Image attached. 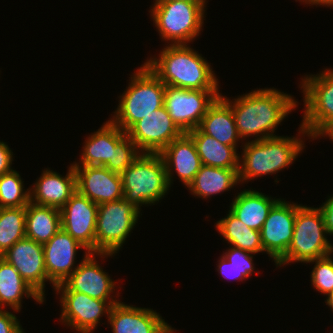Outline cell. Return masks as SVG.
Segmentation results:
<instances>
[{
  "label": "cell",
  "instance_id": "1",
  "mask_svg": "<svg viewBox=\"0 0 333 333\" xmlns=\"http://www.w3.org/2000/svg\"><path fill=\"white\" fill-rule=\"evenodd\" d=\"M220 97L232 109L241 140L253 136L260 141L278 136L274 134L276 128L298 106L294 97L275 88H259L233 101L222 94Z\"/></svg>",
  "mask_w": 333,
  "mask_h": 333
},
{
  "label": "cell",
  "instance_id": "2",
  "mask_svg": "<svg viewBox=\"0 0 333 333\" xmlns=\"http://www.w3.org/2000/svg\"><path fill=\"white\" fill-rule=\"evenodd\" d=\"M145 64L165 84L192 90H219L211 65L188 44H167Z\"/></svg>",
  "mask_w": 333,
  "mask_h": 333
},
{
  "label": "cell",
  "instance_id": "3",
  "mask_svg": "<svg viewBox=\"0 0 333 333\" xmlns=\"http://www.w3.org/2000/svg\"><path fill=\"white\" fill-rule=\"evenodd\" d=\"M304 148L303 139L294 136H274L245 142L242 158L239 157V182L280 172L291 165Z\"/></svg>",
  "mask_w": 333,
  "mask_h": 333
},
{
  "label": "cell",
  "instance_id": "4",
  "mask_svg": "<svg viewBox=\"0 0 333 333\" xmlns=\"http://www.w3.org/2000/svg\"><path fill=\"white\" fill-rule=\"evenodd\" d=\"M131 75L110 121L127 132L137 121L163 106L165 84L144 63Z\"/></svg>",
  "mask_w": 333,
  "mask_h": 333
},
{
  "label": "cell",
  "instance_id": "5",
  "mask_svg": "<svg viewBox=\"0 0 333 333\" xmlns=\"http://www.w3.org/2000/svg\"><path fill=\"white\" fill-rule=\"evenodd\" d=\"M124 199L141 211L169 191L165 162L160 153H140L121 174Z\"/></svg>",
  "mask_w": 333,
  "mask_h": 333
},
{
  "label": "cell",
  "instance_id": "6",
  "mask_svg": "<svg viewBox=\"0 0 333 333\" xmlns=\"http://www.w3.org/2000/svg\"><path fill=\"white\" fill-rule=\"evenodd\" d=\"M320 208L301 205L294 222V233L287 252L275 263L277 267L291 262L307 263L333 253V244ZM326 235V236H325Z\"/></svg>",
  "mask_w": 333,
  "mask_h": 333
},
{
  "label": "cell",
  "instance_id": "7",
  "mask_svg": "<svg viewBox=\"0 0 333 333\" xmlns=\"http://www.w3.org/2000/svg\"><path fill=\"white\" fill-rule=\"evenodd\" d=\"M301 80L305 111L298 136L304 134L313 140L325 137L333 127V69L306 75Z\"/></svg>",
  "mask_w": 333,
  "mask_h": 333
},
{
  "label": "cell",
  "instance_id": "8",
  "mask_svg": "<svg viewBox=\"0 0 333 333\" xmlns=\"http://www.w3.org/2000/svg\"><path fill=\"white\" fill-rule=\"evenodd\" d=\"M207 3L186 1L155 2L149 12L162 41L171 45L188 44L199 36Z\"/></svg>",
  "mask_w": 333,
  "mask_h": 333
},
{
  "label": "cell",
  "instance_id": "9",
  "mask_svg": "<svg viewBox=\"0 0 333 333\" xmlns=\"http://www.w3.org/2000/svg\"><path fill=\"white\" fill-rule=\"evenodd\" d=\"M140 217V210L124 198L98 205L95 253L115 254Z\"/></svg>",
  "mask_w": 333,
  "mask_h": 333
},
{
  "label": "cell",
  "instance_id": "10",
  "mask_svg": "<svg viewBox=\"0 0 333 333\" xmlns=\"http://www.w3.org/2000/svg\"><path fill=\"white\" fill-rule=\"evenodd\" d=\"M219 91L165 85L163 105L177 127L188 133L199 127L208 108L221 96Z\"/></svg>",
  "mask_w": 333,
  "mask_h": 333
},
{
  "label": "cell",
  "instance_id": "11",
  "mask_svg": "<svg viewBox=\"0 0 333 333\" xmlns=\"http://www.w3.org/2000/svg\"><path fill=\"white\" fill-rule=\"evenodd\" d=\"M84 254L83 259L71 275L53 289L55 291L81 292L104 301H117L111 295L116 288V282L111 279L107 272L103 271L102 266L96 261V256L106 258L112 257L113 254L89 253L88 251H85Z\"/></svg>",
  "mask_w": 333,
  "mask_h": 333
},
{
  "label": "cell",
  "instance_id": "12",
  "mask_svg": "<svg viewBox=\"0 0 333 333\" xmlns=\"http://www.w3.org/2000/svg\"><path fill=\"white\" fill-rule=\"evenodd\" d=\"M60 295L61 319L64 325L80 333H93L103 315L110 314L118 301H104L76 291H55Z\"/></svg>",
  "mask_w": 333,
  "mask_h": 333
},
{
  "label": "cell",
  "instance_id": "13",
  "mask_svg": "<svg viewBox=\"0 0 333 333\" xmlns=\"http://www.w3.org/2000/svg\"><path fill=\"white\" fill-rule=\"evenodd\" d=\"M126 133L142 153H160L183 134L164 105L137 121Z\"/></svg>",
  "mask_w": 333,
  "mask_h": 333
},
{
  "label": "cell",
  "instance_id": "14",
  "mask_svg": "<svg viewBox=\"0 0 333 333\" xmlns=\"http://www.w3.org/2000/svg\"><path fill=\"white\" fill-rule=\"evenodd\" d=\"M301 204L289 203L281 199L272 207L260 233L264 249L276 263L289 248L293 233L296 212Z\"/></svg>",
  "mask_w": 333,
  "mask_h": 333
},
{
  "label": "cell",
  "instance_id": "15",
  "mask_svg": "<svg viewBox=\"0 0 333 333\" xmlns=\"http://www.w3.org/2000/svg\"><path fill=\"white\" fill-rule=\"evenodd\" d=\"M62 229L89 253H95L98 205L76 190L60 209Z\"/></svg>",
  "mask_w": 333,
  "mask_h": 333
},
{
  "label": "cell",
  "instance_id": "16",
  "mask_svg": "<svg viewBox=\"0 0 333 333\" xmlns=\"http://www.w3.org/2000/svg\"><path fill=\"white\" fill-rule=\"evenodd\" d=\"M21 277L45 299V282L49 281L44 264L43 245L29 238L17 241L3 255Z\"/></svg>",
  "mask_w": 333,
  "mask_h": 333
},
{
  "label": "cell",
  "instance_id": "17",
  "mask_svg": "<svg viewBox=\"0 0 333 333\" xmlns=\"http://www.w3.org/2000/svg\"><path fill=\"white\" fill-rule=\"evenodd\" d=\"M76 188L97 205L124 198L121 176L104 166L73 165Z\"/></svg>",
  "mask_w": 333,
  "mask_h": 333
},
{
  "label": "cell",
  "instance_id": "18",
  "mask_svg": "<svg viewBox=\"0 0 333 333\" xmlns=\"http://www.w3.org/2000/svg\"><path fill=\"white\" fill-rule=\"evenodd\" d=\"M78 249L86 250L63 229L43 245L45 269L54 288L64 282L78 267L74 265Z\"/></svg>",
  "mask_w": 333,
  "mask_h": 333
},
{
  "label": "cell",
  "instance_id": "19",
  "mask_svg": "<svg viewBox=\"0 0 333 333\" xmlns=\"http://www.w3.org/2000/svg\"><path fill=\"white\" fill-rule=\"evenodd\" d=\"M107 320L113 333H163L169 326L153 309L121 301L112 306Z\"/></svg>",
  "mask_w": 333,
  "mask_h": 333
},
{
  "label": "cell",
  "instance_id": "20",
  "mask_svg": "<svg viewBox=\"0 0 333 333\" xmlns=\"http://www.w3.org/2000/svg\"><path fill=\"white\" fill-rule=\"evenodd\" d=\"M30 188V202L36 205L61 209L77 190L76 172L70 165L66 176L44 169L41 176Z\"/></svg>",
  "mask_w": 333,
  "mask_h": 333
},
{
  "label": "cell",
  "instance_id": "21",
  "mask_svg": "<svg viewBox=\"0 0 333 333\" xmlns=\"http://www.w3.org/2000/svg\"><path fill=\"white\" fill-rule=\"evenodd\" d=\"M167 172L169 186L173 183V173L179 176L181 182L188 187L200 170L202 163L192 138L183 133L172 140L161 152Z\"/></svg>",
  "mask_w": 333,
  "mask_h": 333
},
{
  "label": "cell",
  "instance_id": "22",
  "mask_svg": "<svg viewBox=\"0 0 333 333\" xmlns=\"http://www.w3.org/2000/svg\"><path fill=\"white\" fill-rule=\"evenodd\" d=\"M127 133L113 124L106 121L100 129L87 137L83 145L81 162H74L73 165L84 166H105L112 159L113 148Z\"/></svg>",
  "mask_w": 333,
  "mask_h": 333
},
{
  "label": "cell",
  "instance_id": "23",
  "mask_svg": "<svg viewBox=\"0 0 333 333\" xmlns=\"http://www.w3.org/2000/svg\"><path fill=\"white\" fill-rule=\"evenodd\" d=\"M230 212L247 227L260 231L272 207L280 200L255 190H243L234 197Z\"/></svg>",
  "mask_w": 333,
  "mask_h": 333
},
{
  "label": "cell",
  "instance_id": "24",
  "mask_svg": "<svg viewBox=\"0 0 333 333\" xmlns=\"http://www.w3.org/2000/svg\"><path fill=\"white\" fill-rule=\"evenodd\" d=\"M198 128L222 144L233 146L236 149L237 143L241 139L232 109L221 97H218L208 108Z\"/></svg>",
  "mask_w": 333,
  "mask_h": 333
},
{
  "label": "cell",
  "instance_id": "25",
  "mask_svg": "<svg viewBox=\"0 0 333 333\" xmlns=\"http://www.w3.org/2000/svg\"><path fill=\"white\" fill-rule=\"evenodd\" d=\"M24 296L33 298L39 304L44 302L19 272L0 256V308L9 306L13 311L19 312Z\"/></svg>",
  "mask_w": 333,
  "mask_h": 333
},
{
  "label": "cell",
  "instance_id": "26",
  "mask_svg": "<svg viewBox=\"0 0 333 333\" xmlns=\"http://www.w3.org/2000/svg\"><path fill=\"white\" fill-rule=\"evenodd\" d=\"M193 140L202 165L239 169V155L233 146L222 144L214 137L195 128L187 133Z\"/></svg>",
  "mask_w": 333,
  "mask_h": 333
},
{
  "label": "cell",
  "instance_id": "27",
  "mask_svg": "<svg viewBox=\"0 0 333 333\" xmlns=\"http://www.w3.org/2000/svg\"><path fill=\"white\" fill-rule=\"evenodd\" d=\"M239 182L238 169L217 168L202 165L187 187L195 197L208 198L229 191Z\"/></svg>",
  "mask_w": 333,
  "mask_h": 333
},
{
  "label": "cell",
  "instance_id": "28",
  "mask_svg": "<svg viewBox=\"0 0 333 333\" xmlns=\"http://www.w3.org/2000/svg\"><path fill=\"white\" fill-rule=\"evenodd\" d=\"M60 229H62V225L59 209L28 203L26 206V238L44 245Z\"/></svg>",
  "mask_w": 333,
  "mask_h": 333
},
{
  "label": "cell",
  "instance_id": "29",
  "mask_svg": "<svg viewBox=\"0 0 333 333\" xmlns=\"http://www.w3.org/2000/svg\"><path fill=\"white\" fill-rule=\"evenodd\" d=\"M215 226L232 247L254 254L264 252L260 231L247 227L229 210L227 216L217 221Z\"/></svg>",
  "mask_w": 333,
  "mask_h": 333
},
{
  "label": "cell",
  "instance_id": "30",
  "mask_svg": "<svg viewBox=\"0 0 333 333\" xmlns=\"http://www.w3.org/2000/svg\"><path fill=\"white\" fill-rule=\"evenodd\" d=\"M26 237V207L0 208V256Z\"/></svg>",
  "mask_w": 333,
  "mask_h": 333
},
{
  "label": "cell",
  "instance_id": "31",
  "mask_svg": "<svg viewBox=\"0 0 333 333\" xmlns=\"http://www.w3.org/2000/svg\"><path fill=\"white\" fill-rule=\"evenodd\" d=\"M218 261V273L226 279L245 280L254 272L253 255L249 251L229 246ZM253 254V255H252Z\"/></svg>",
  "mask_w": 333,
  "mask_h": 333
},
{
  "label": "cell",
  "instance_id": "32",
  "mask_svg": "<svg viewBox=\"0 0 333 333\" xmlns=\"http://www.w3.org/2000/svg\"><path fill=\"white\" fill-rule=\"evenodd\" d=\"M20 174L11 170L0 176V208L26 207L30 202V188H24Z\"/></svg>",
  "mask_w": 333,
  "mask_h": 333
},
{
  "label": "cell",
  "instance_id": "33",
  "mask_svg": "<svg viewBox=\"0 0 333 333\" xmlns=\"http://www.w3.org/2000/svg\"><path fill=\"white\" fill-rule=\"evenodd\" d=\"M136 144L126 134L113 148L112 159L104 166L111 172L121 174L140 155Z\"/></svg>",
  "mask_w": 333,
  "mask_h": 333
},
{
  "label": "cell",
  "instance_id": "34",
  "mask_svg": "<svg viewBox=\"0 0 333 333\" xmlns=\"http://www.w3.org/2000/svg\"><path fill=\"white\" fill-rule=\"evenodd\" d=\"M326 255L307 263H315L311 271V283L316 291L328 296L333 292V259Z\"/></svg>",
  "mask_w": 333,
  "mask_h": 333
},
{
  "label": "cell",
  "instance_id": "35",
  "mask_svg": "<svg viewBox=\"0 0 333 333\" xmlns=\"http://www.w3.org/2000/svg\"><path fill=\"white\" fill-rule=\"evenodd\" d=\"M0 333H25L17 316L0 308Z\"/></svg>",
  "mask_w": 333,
  "mask_h": 333
},
{
  "label": "cell",
  "instance_id": "36",
  "mask_svg": "<svg viewBox=\"0 0 333 333\" xmlns=\"http://www.w3.org/2000/svg\"><path fill=\"white\" fill-rule=\"evenodd\" d=\"M13 156L9 146L5 142L0 141V176L12 170Z\"/></svg>",
  "mask_w": 333,
  "mask_h": 333
},
{
  "label": "cell",
  "instance_id": "37",
  "mask_svg": "<svg viewBox=\"0 0 333 333\" xmlns=\"http://www.w3.org/2000/svg\"><path fill=\"white\" fill-rule=\"evenodd\" d=\"M319 208L324 218L326 231L328 235L333 236V195L329 196Z\"/></svg>",
  "mask_w": 333,
  "mask_h": 333
},
{
  "label": "cell",
  "instance_id": "38",
  "mask_svg": "<svg viewBox=\"0 0 333 333\" xmlns=\"http://www.w3.org/2000/svg\"><path fill=\"white\" fill-rule=\"evenodd\" d=\"M312 5H322V6H328L332 7L333 6V0H312Z\"/></svg>",
  "mask_w": 333,
  "mask_h": 333
},
{
  "label": "cell",
  "instance_id": "39",
  "mask_svg": "<svg viewBox=\"0 0 333 333\" xmlns=\"http://www.w3.org/2000/svg\"><path fill=\"white\" fill-rule=\"evenodd\" d=\"M163 1H186V2H193V3H206L207 0H155V2H163Z\"/></svg>",
  "mask_w": 333,
  "mask_h": 333
},
{
  "label": "cell",
  "instance_id": "40",
  "mask_svg": "<svg viewBox=\"0 0 333 333\" xmlns=\"http://www.w3.org/2000/svg\"><path fill=\"white\" fill-rule=\"evenodd\" d=\"M325 303L331 308L333 312V292L327 296Z\"/></svg>",
  "mask_w": 333,
  "mask_h": 333
},
{
  "label": "cell",
  "instance_id": "41",
  "mask_svg": "<svg viewBox=\"0 0 333 333\" xmlns=\"http://www.w3.org/2000/svg\"><path fill=\"white\" fill-rule=\"evenodd\" d=\"M174 328H172L170 325L163 331V333H175Z\"/></svg>",
  "mask_w": 333,
  "mask_h": 333
},
{
  "label": "cell",
  "instance_id": "42",
  "mask_svg": "<svg viewBox=\"0 0 333 333\" xmlns=\"http://www.w3.org/2000/svg\"><path fill=\"white\" fill-rule=\"evenodd\" d=\"M325 136H328L333 141V127L325 134Z\"/></svg>",
  "mask_w": 333,
  "mask_h": 333
},
{
  "label": "cell",
  "instance_id": "43",
  "mask_svg": "<svg viewBox=\"0 0 333 333\" xmlns=\"http://www.w3.org/2000/svg\"><path fill=\"white\" fill-rule=\"evenodd\" d=\"M298 1L299 2H305V4H311L312 5V0H298Z\"/></svg>",
  "mask_w": 333,
  "mask_h": 333
}]
</instances>
